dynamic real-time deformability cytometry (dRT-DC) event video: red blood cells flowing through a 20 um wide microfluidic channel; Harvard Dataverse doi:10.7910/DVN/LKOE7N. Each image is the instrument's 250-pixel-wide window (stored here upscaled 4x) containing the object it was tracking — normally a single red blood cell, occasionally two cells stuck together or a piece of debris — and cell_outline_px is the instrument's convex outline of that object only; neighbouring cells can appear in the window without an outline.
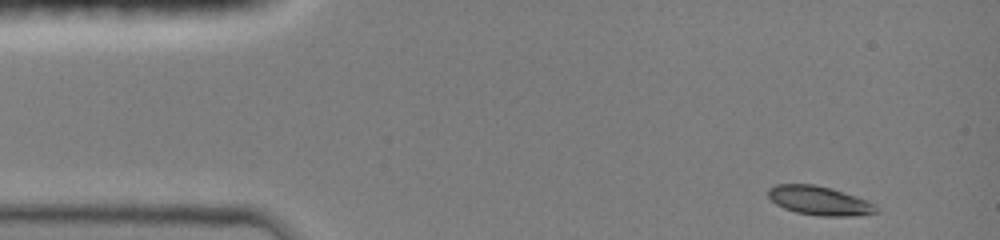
{"species": "common noctule bat (a hibernating species)", "species_latin": "Nyctalus noctula", "temperature_condition": "room temperature", "stored_images_in_passage": 42, "camera_frame_rate_fps": 3000, "um_per_image_px": 0.085, "animal": {"sex": "female", "body_mass_g": 19.0, "forearm_length_mm": 51.5}, "frame": {"image": 1, "passage_image": 1, "time_ms": 0.0, "image_size_px": [1000, 240], "cell_outline_px": [[880, 212], [856, 216], [820, 216], [796, 212], [784, 208], [776, 204], [768, 196], [768, 188], [776, 184], [816, 184], [832, 188], [868, 200], [876, 204], [880, 208]], "centroid_in_image_um": [69.7, 17.06], "position_along_channel_um": 15.3, "area_um2": 18.55}}
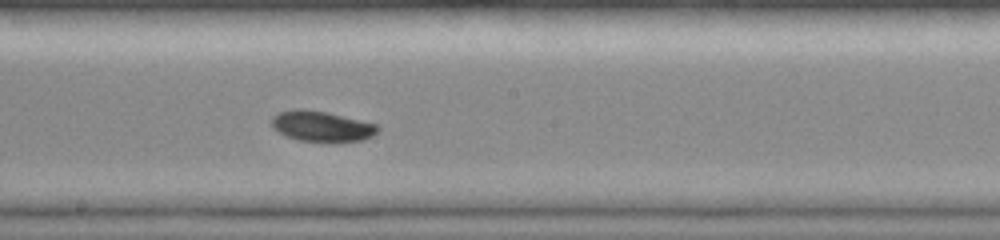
{"frame": {"image": 2, "passage_image": 23, "time_ms": 7.333, "image_size_px": [1000, 240], "cell_outline_px": [[380, 128], [372, 136], [364, 140], [332, 144], [296, 140], [284, 136], [272, 128], [272, 116], [280, 112], [296, 108], [300, 108], [328, 112], [376, 124]], "centroid_in_image_um": [27.33, 10.77], "position_along_channel_um": 220.9, "area_um2": 19.54}}
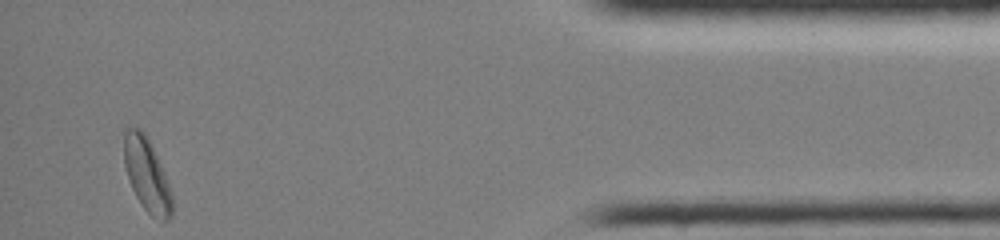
{"frame": {"image": 3, "passage_image": 42, "time_ms": 13.667, "image_size_px": [1000, 240], "cell_outline_px": [[172, 216], [168, 220], [160, 224], [144, 208], [136, 196], [128, 180], [124, 164], [124, 132], [128, 124], [140, 128], [144, 132], [156, 156], [168, 184], [172, 196]], "centroid_in_image_um": [12.46, 14.87], "position_along_channel_um": 422.7, "area_um2": 20.52}, "authors_computed_cell_mechanics": {"area_um2": 18.496, "velocity_mm_per_s": 3.9986, "shape_relaxation_time_tau1_ms": 2.4535, "shape_relaxation_time_tau2_ms": null, "deformation_change_tau1": 0.0685, "deformation_change_tau2": null}}